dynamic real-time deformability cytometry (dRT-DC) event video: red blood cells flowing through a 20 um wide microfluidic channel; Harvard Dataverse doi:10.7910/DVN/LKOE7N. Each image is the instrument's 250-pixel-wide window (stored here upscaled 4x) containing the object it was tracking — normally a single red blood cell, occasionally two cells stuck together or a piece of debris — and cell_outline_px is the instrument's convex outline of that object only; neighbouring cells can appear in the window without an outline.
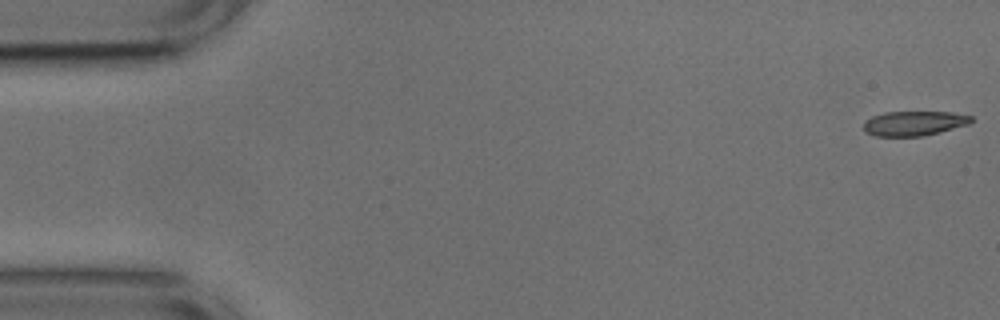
{"species": "common noctule bat (a hibernating species)", "species_latin": "Nyctalus noctula", "temperature_condition": "cold", "stored_images_in_passage": 53, "camera_frame_rate_fps": 3000, "um_per_image_px": 0.085, "animal": {"sex": "male", "body_mass_g": 17.9, "forearm_length_mm": 54.2}, "frame": {"image": 1, "passage_image": 1, "time_ms": 0.0, "image_size_px": [1000, 320], "cell_outline_px": [[972, 120], [968, 124], [920, 136], [876, 136], [868, 132], [864, 128], [864, 120], [872, 116], [884, 112], [952, 112], [972, 116]], "centroid_in_image_um": [77.66, 10.46], "position_along_channel_um": 7.3, "area_um2": 15.14}}
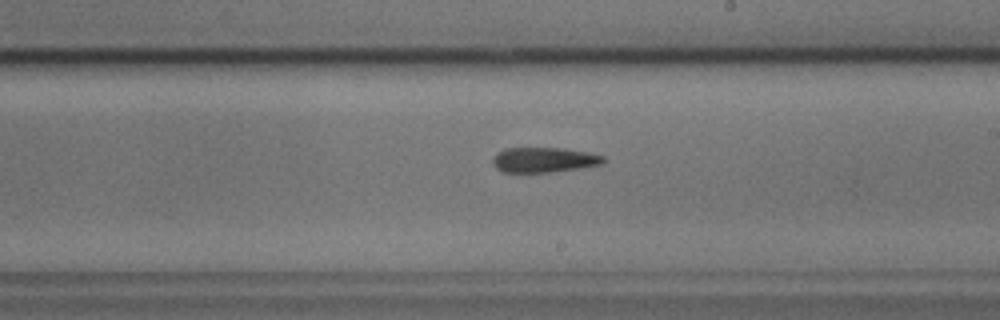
{"frame": {"image": 2, "passage_image": 30, "time_ms": 9.667, "image_size_px": [1000, 320], "cell_outline_px": [[604, 164], [580, 168], [552, 172], [500, 172], [492, 164], [492, 160], [496, 152], [504, 148], [564, 148], [588, 152], [604, 156]], "centroid_in_image_um": [46.21, 13.59], "position_along_channel_um": 242.8, "area_um2": 16.36}}
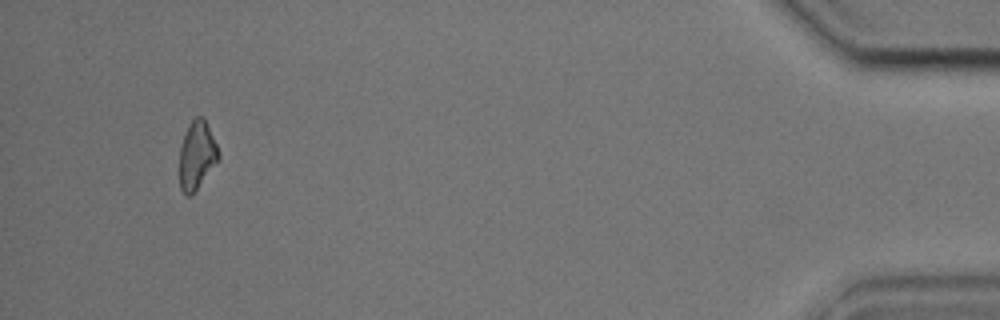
{"frame": {"image": 3, "passage_image": 50, "time_ms": 16.333, "image_size_px": [1000, 320], "cell_outline_px": [[220, 160], [192, 196], [188, 196], [180, 188], [180, 148], [184, 136], [192, 120], [196, 116], [204, 116], [220, 152]], "centroid_in_image_um": [16.77, 13.22], "position_along_channel_um": 418.4, "area_um2": 15.66}}